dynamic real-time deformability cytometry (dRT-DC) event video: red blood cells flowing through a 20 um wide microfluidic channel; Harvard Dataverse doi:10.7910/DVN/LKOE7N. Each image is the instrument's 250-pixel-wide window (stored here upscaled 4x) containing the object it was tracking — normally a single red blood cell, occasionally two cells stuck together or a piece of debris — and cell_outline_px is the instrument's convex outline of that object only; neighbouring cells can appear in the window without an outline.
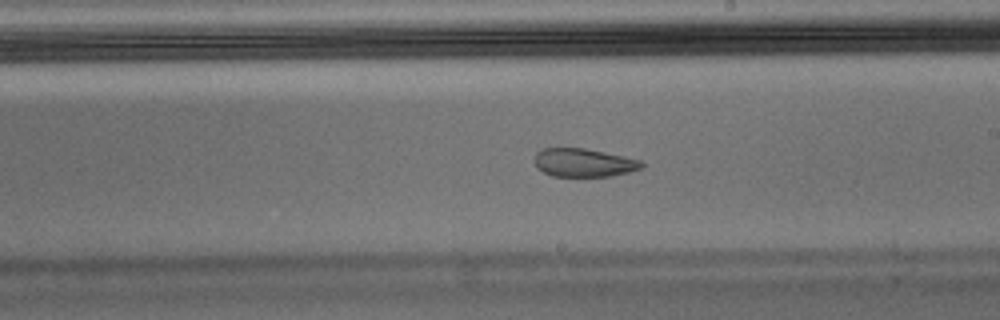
{"species": "Egyptian fruit bat (a non-hibernating species)", "species_latin": "Rousettus aegyptiacus", "temperature_condition": "warm", "stored_images_in_passage": 45, "segment_of_instrument_passage": [1, 2], "camera_frame_rate_fps": 3000, "um_per_image_px": 0.085, "animal": {"sex": "male"}, "frame": {"image": 1, "passage_image": 26, "time_ms": 8.333, "image_size_px": [1000, 320], "cell_outline_px": [[644, 164], [640, 168], [628, 172], [612, 176], [552, 176], [536, 168], [536, 152], [544, 148], [584, 148], [624, 156], [640, 160]], "centroid_in_image_um": [49.61, 13.82], "position_along_channel_um": 239.4, "area_um2": 17.51}}